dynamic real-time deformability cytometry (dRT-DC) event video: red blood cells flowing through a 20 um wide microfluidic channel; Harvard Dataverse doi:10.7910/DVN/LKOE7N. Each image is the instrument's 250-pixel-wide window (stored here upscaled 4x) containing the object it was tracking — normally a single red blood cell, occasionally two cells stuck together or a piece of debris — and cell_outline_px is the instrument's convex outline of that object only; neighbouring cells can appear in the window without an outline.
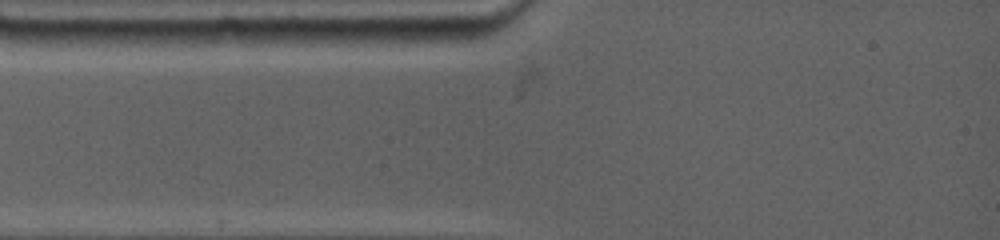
{"species": "common noctule bat (a hibernating species)", "species_latin": "Nyctalus noctula", "temperature_condition": "warm", "stored_images_in_passage": 3, "camera_frame_rate_fps": 4500, "um_per_image_px": 0.085, "animal": {"sex": "female", "body_mass_g": 19.0, "forearm_length_mm": 53.3}, "frame": {"image": 1, "passage_image": 1, "time_ms": 0.0, "image_size_px": [1000, 240], "cell_outline_px": [[472, 200], [468, 208], [464, 212], [316, 208], [308, 204], [312, 200], [364, 196]], "centroid_in_image_um": [33.43, 17.33], "position_along_channel_um": 51.6, "area_um2": 13.7}}